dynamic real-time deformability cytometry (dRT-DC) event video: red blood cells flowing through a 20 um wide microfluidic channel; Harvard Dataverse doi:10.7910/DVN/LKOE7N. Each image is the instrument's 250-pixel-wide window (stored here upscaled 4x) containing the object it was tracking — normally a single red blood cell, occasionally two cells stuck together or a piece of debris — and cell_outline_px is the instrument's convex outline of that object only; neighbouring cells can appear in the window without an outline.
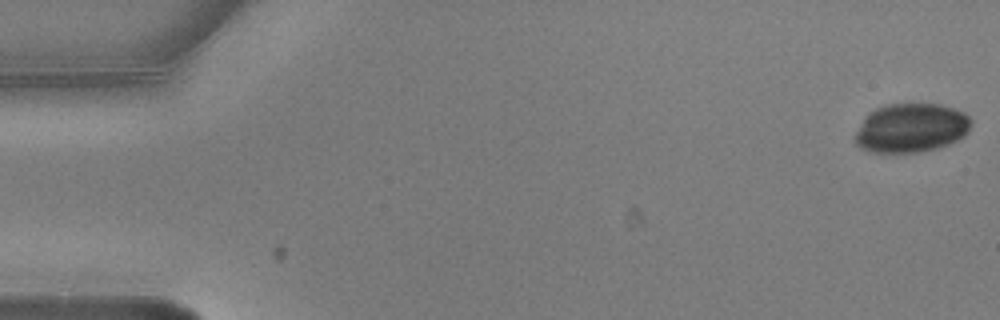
{"species": "common noctule bat (a hibernating species)", "species_latin": "Nyctalus noctula", "temperature_condition": "warm", "stored_images_in_passage": 6, "camera_frame_rate_fps": 3000, "um_per_image_px": 0.085, "animal": {"sex": "male", "body_mass_g": 20.5, "forearm_length_mm": 52.5}, "frame": {"image": 1, "passage_image": 1, "time_ms": 0.0, "image_size_px": [1000, 320], "cell_outline_px": [[972, 124], [968, 132], [964, 136], [948, 144], [936, 148], [920, 152], [872, 152], [860, 148], [856, 144], [856, 132], [860, 124], [868, 112], [884, 104], [940, 104], [956, 108], [964, 112], [972, 120]], "centroid_in_image_um": [77.46, 10.86], "position_along_channel_um": 7.5, "area_um2": 33.29}}